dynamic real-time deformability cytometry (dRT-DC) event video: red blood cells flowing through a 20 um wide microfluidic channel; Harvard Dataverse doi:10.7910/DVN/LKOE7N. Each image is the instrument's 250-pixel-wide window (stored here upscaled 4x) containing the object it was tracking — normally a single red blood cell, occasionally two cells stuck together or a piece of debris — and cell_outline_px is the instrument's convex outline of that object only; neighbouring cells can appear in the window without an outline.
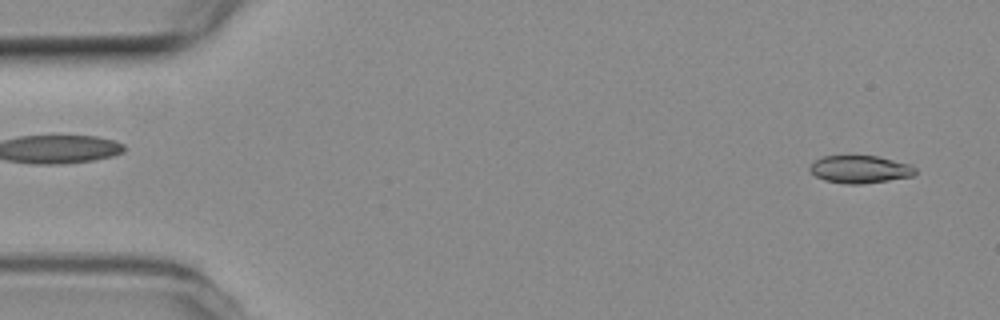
{"species": "common noctule bat (a hibernating species)", "species_latin": "Nyctalus noctula", "temperature_condition": "room temperature", "stored_images_in_passage": 26, "camera_frame_rate_fps": 3000, "um_per_image_px": 0.085, "animal": {"sex": "female", "body_mass_g": 19.3, "forearm_length_mm": 54.1}, "frame": {"image": 1, "passage_image": 2, "time_ms": 0.333, "image_size_px": [1000, 320], "cell_outline_px": [[916, 172], [912, 176], [888, 180], [860, 184], [848, 184], [824, 180], [816, 176], [808, 168], [820, 156], [876, 156], [912, 164], [916, 168]], "centroid_in_image_um": [73.11, 14.38], "position_along_channel_um": 11.9, "area_um2": 16.88}}